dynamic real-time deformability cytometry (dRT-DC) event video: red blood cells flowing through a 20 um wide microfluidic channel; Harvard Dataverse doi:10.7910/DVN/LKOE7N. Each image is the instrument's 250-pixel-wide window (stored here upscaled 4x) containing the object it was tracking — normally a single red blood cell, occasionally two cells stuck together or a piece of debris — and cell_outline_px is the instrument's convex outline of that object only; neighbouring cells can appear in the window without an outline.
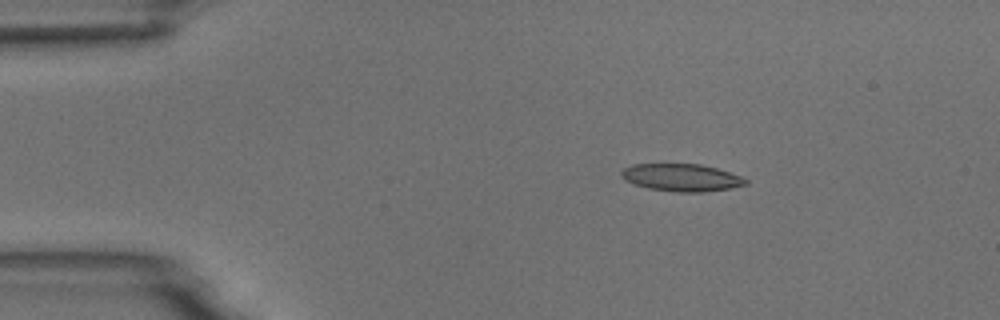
{"species": "common noctule bat (a hibernating species)", "species_latin": "Nyctalus noctula", "temperature_condition": "room temperature", "stored_images_in_passage": 5, "camera_frame_rate_fps": 3000, "um_per_image_px": 0.085, "animal": {"sex": "male", "body_mass_g": 18.8}, "frame": {"image": 1, "passage_image": 3, "time_ms": 2.333, "image_size_px": [1000, 320], "cell_outline_px": [[748, 184], [728, 188], [704, 192], [676, 192], [648, 188], [636, 184], [620, 176], [620, 172], [624, 168], [632, 164], [700, 164], [716, 168], [740, 176], [748, 180]], "centroid_in_image_um": [57.93, 15.09], "position_along_channel_um": 27.1, "area_um2": 19.65}}
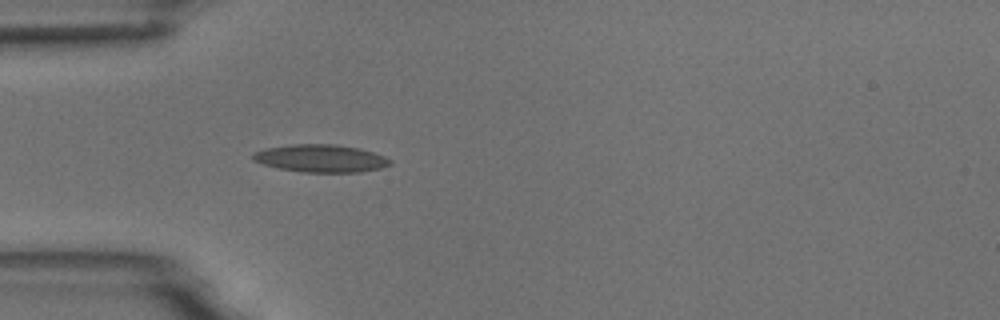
{"frame": {"image": 2, "passage_image": 5, "time_ms": 4.667, "image_size_px": [1000, 320], "cell_outline_px": [[392, 164], [380, 168], [360, 172], [304, 172], [280, 168], [264, 164], [252, 160], [252, 152], [264, 148], [292, 144], [336, 144], [360, 148], [384, 156], [392, 160]], "centroid_in_image_um": [27.26, 13.45], "position_along_channel_um": 57.7, "area_um2": 22.14}}